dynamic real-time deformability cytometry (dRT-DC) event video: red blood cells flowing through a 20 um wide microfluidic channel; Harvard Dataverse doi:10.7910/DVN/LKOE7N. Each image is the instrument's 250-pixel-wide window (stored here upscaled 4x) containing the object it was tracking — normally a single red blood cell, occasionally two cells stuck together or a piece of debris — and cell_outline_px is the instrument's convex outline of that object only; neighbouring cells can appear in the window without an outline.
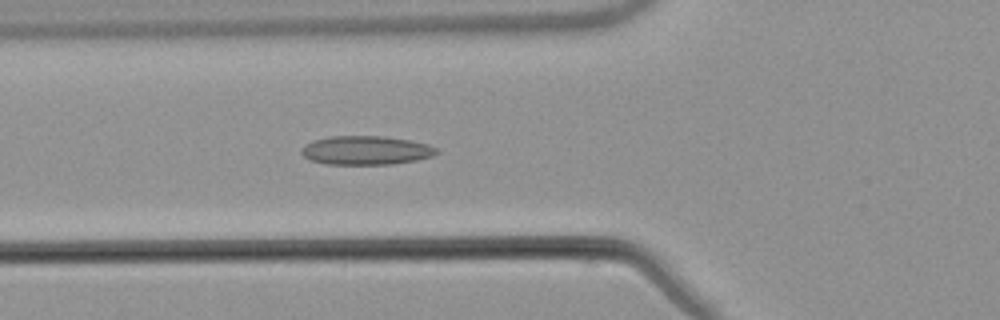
{"species": "common noctule bat (a hibernating species)", "species_latin": "Nyctalus noctula", "temperature_condition": "warm", "stored_images_in_passage": 53, "camera_frame_rate_fps": 3000, "um_per_image_px": 0.085, "animal": {"sex": "male", "body_mass_g": 21.5, "forearm_length_mm": 52.0}, "frame": {"image": 1, "passage_image": 19, "time_ms": 6.0, "image_size_px": [1000, 320], "cell_outline_px": [[440, 152], [432, 156], [416, 160], [392, 164], [324, 164], [308, 160], [300, 152], [304, 144], [312, 140], [328, 136], [384, 136], [408, 140], [428, 144], [436, 148]], "centroid_in_image_um": [31.06, 12.77], "position_along_channel_um": 94.7, "area_um2": 22.89}}
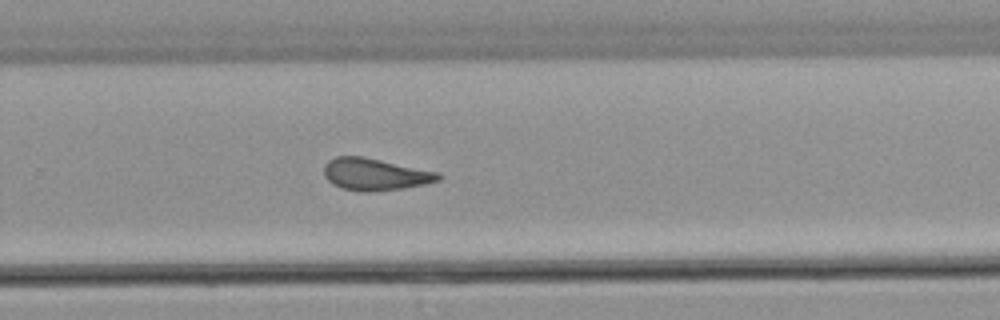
{"frame": {"image": 2, "passage_image": 35, "time_ms": 11.333, "image_size_px": [1000, 320], "cell_outline_px": [[440, 180], [424, 184], [404, 188], [368, 192], [360, 192], [340, 188], [332, 184], [324, 176], [324, 164], [328, 160], [336, 156], [360, 156], [380, 160], [436, 172], [440, 176]], "centroid_in_image_um": [31.8, 14.83], "position_along_channel_um": 298.0, "area_um2": 21.15}}
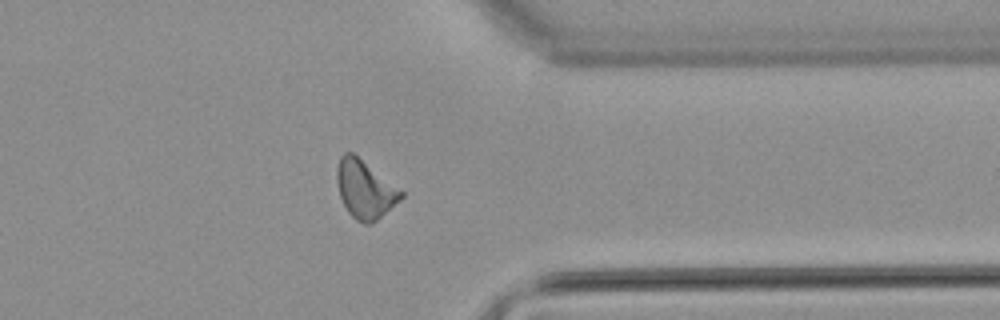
{"frame": {"image": 3, "passage_image": 42, "time_ms": 13.667, "image_size_px": [1000, 320], "cell_outline_px": [[404, 196], [400, 200], [372, 224], [364, 224], [356, 220], [348, 212], [340, 196], [336, 180], [336, 168], [340, 156], [344, 152], [352, 152], [404, 192]], "centroid_in_image_um": [31.0, 16.1], "position_along_channel_um": 380.4, "area_um2": 21.56}, "authors_computed_cell_mechanics": {"area_um2": 21.4438, "velocity_mm_per_s": 3.8188, "shape_relaxation_time_tau1_ms": null, "shape_relaxation_time_tau2_ms": 2.5158, "deformation_change_tau1": null, "deformation_change_tau2": 0.114}}